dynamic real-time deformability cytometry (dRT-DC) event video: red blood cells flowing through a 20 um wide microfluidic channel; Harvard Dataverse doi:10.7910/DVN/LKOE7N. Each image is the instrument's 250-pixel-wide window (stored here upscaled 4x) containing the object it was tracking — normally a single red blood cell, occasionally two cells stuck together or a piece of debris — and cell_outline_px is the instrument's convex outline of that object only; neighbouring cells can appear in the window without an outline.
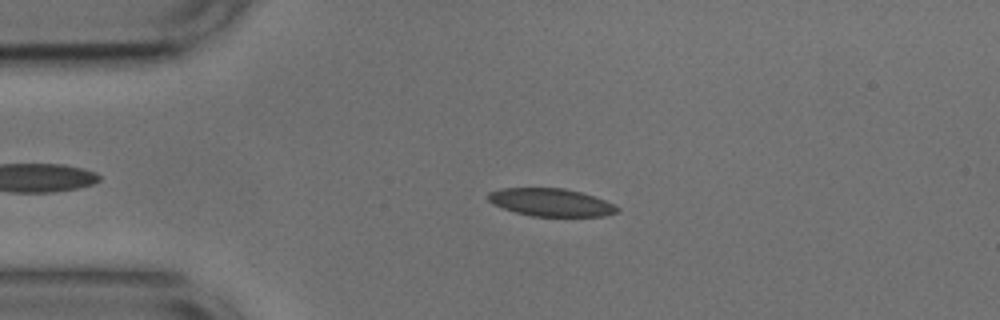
{"species": "common noctule bat (a hibernating species)", "species_latin": "Nyctalus noctula", "temperature_condition": "cold", "stored_images_in_passage": 47, "camera_frame_rate_fps": 3000, "um_per_image_px": 0.085, "animal": {"sex": "male", "body_mass_g": 17.9, "forearm_length_mm": 54.2}, "frame": {"image": 1, "passage_image": 10, "time_ms": 3.0, "image_size_px": [1000, 320], "cell_outline_px": [[620, 208], [616, 212], [604, 216], [532, 216], [516, 212], [492, 204], [488, 200], [488, 192], [500, 188], [564, 188], [580, 192], [616, 204]], "centroid_in_image_um": [46.82, 17.2], "position_along_channel_um": 38.2, "area_um2": 20.81}}
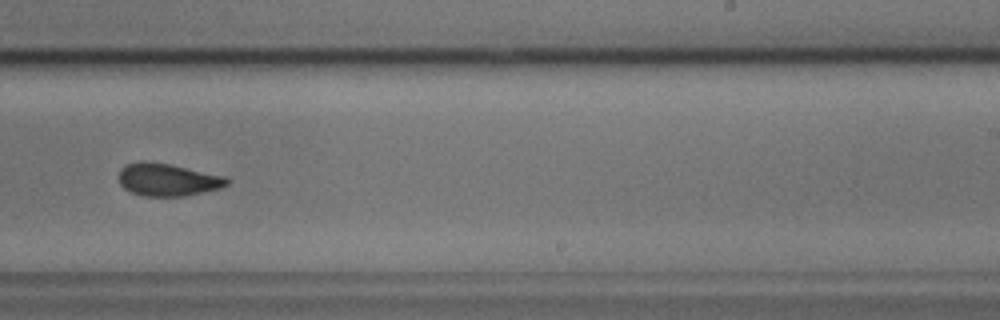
{"frame": {"image": 2, "passage_image": 31, "time_ms": 10.0, "image_size_px": [1000, 320], "cell_outline_px": [[232, 180], [228, 184], [220, 188], [184, 196], [144, 196], [132, 192], [124, 188], [120, 184], [116, 176], [120, 168], [124, 164], [140, 160], [144, 160], [168, 164], [224, 176]], "centroid_in_image_um": [14.18, 15.26], "position_along_channel_um": 274.8, "area_um2": 20.69}}
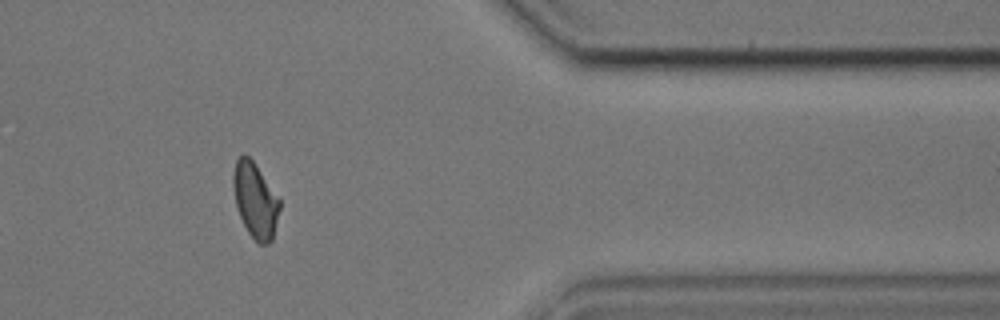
{"frame": {"image": 3, "passage_image": 42, "time_ms": 13.667, "image_size_px": [1000, 320], "cell_outline_px": [[280, 208], [272, 240], [268, 244], [260, 244], [248, 232], [240, 216], [236, 204], [232, 184], [232, 176], [236, 160], [244, 152], [252, 160], [280, 200]], "centroid_in_image_um": [21.68, 17.01], "position_along_channel_um": 389.7, "area_um2": 20.0}, "authors_computed_cell_mechanics": {"area_um2": 21.2126, "velocity_mm_per_s": 3.7518, "shape_relaxation_time_tau1_ms": 3.51, "shape_relaxation_time_tau2_ms": 3.1145, "deformation_change_tau1": 0.1035, "deformation_change_tau2": 0.0819}}